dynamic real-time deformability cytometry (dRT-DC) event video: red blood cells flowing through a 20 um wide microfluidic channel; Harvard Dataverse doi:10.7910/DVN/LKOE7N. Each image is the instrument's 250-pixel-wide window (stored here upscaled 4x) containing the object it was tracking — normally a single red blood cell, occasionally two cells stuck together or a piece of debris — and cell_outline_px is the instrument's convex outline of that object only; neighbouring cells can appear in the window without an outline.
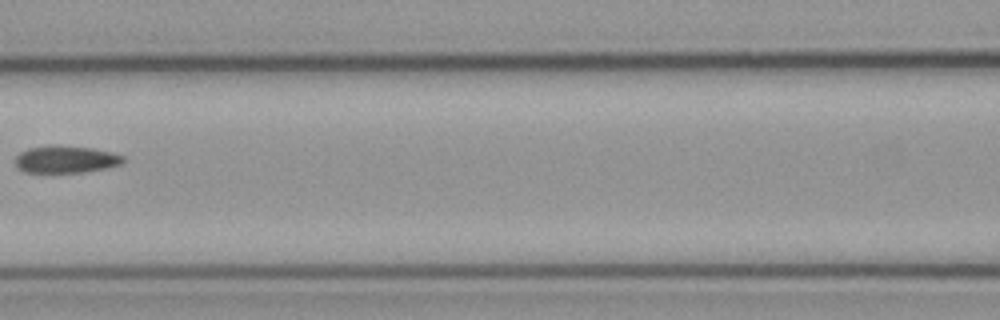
{"species": "common noctule bat (a hibernating species)", "species_latin": "Nyctalus noctula", "temperature_condition": "cold", "stored_images_in_passage": 7, "camera_frame_rate_fps": 3000, "um_per_image_px": 0.085, "animal": {"sex": "male", "body_mass_g": 23.1, "forearm_length_mm": 52.7}, "frame": {"image": 1, "passage_image": 7, "time_ms": 2.0, "image_size_px": [1000, 320], "cell_outline_px": [[124, 160], [120, 164], [108, 168], [84, 172], [24, 172], [16, 168], [16, 156], [20, 152], [28, 148], [48, 144], [92, 148], [112, 152], [124, 156]], "centroid_in_image_um": [5.57, 13.53], "position_along_channel_um": 161.0, "area_um2": 17.28}}